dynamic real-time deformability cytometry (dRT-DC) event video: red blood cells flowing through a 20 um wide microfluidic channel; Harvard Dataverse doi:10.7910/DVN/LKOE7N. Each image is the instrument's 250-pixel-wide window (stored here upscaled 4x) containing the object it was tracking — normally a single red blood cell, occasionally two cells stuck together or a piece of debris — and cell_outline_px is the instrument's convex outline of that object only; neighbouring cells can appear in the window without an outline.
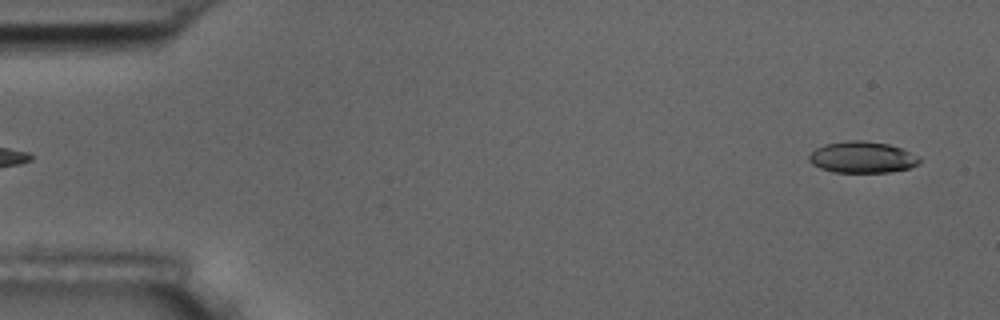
{"species": "common noctule bat (a hibernating species)", "species_latin": "Nyctalus noctula", "temperature_condition": "room temperature", "stored_images_in_passage": 6, "segment_of_instrument_passage": [2, 2], "camera_frame_rate_fps": 3000, "um_per_image_px": 0.085, "animal": {"sex": "male", "body_mass_g": 17.5, "forearm_length_mm": 52.3}, "frame": {"image": 1, "passage_image": 6, "time_ms": 5.667, "image_size_px": [1000, 320], "cell_outline_px": [[920, 164], [908, 168], [888, 172], [832, 172], [820, 168], [812, 164], [808, 160], [808, 156], [816, 148], [824, 144], [848, 140], [864, 140], [888, 144], [900, 148], [920, 156]], "centroid_in_image_um": [73.28, 13.36], "position_along_channel_um": 11.7, "area_um2": 20.29}}